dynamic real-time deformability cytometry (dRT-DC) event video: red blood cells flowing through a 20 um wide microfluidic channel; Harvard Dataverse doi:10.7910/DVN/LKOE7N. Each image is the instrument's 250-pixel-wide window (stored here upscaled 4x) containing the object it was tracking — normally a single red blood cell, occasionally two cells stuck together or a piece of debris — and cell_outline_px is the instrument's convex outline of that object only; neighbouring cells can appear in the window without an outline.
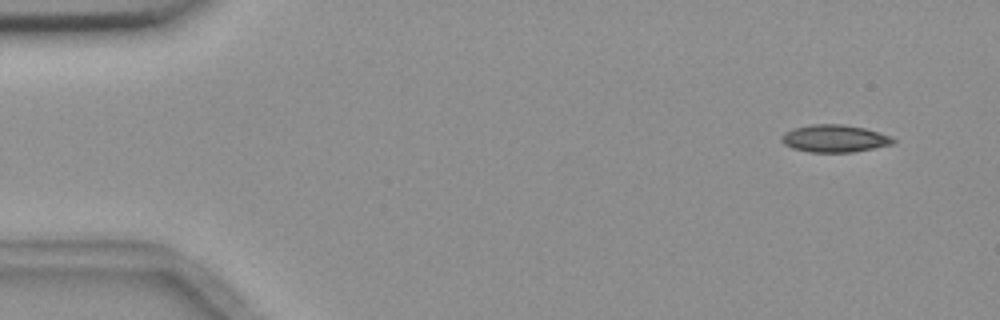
{"species": "common noctule bat (a hibernating species)", "species_latin": "Nyctalus noctula", "temperature_condition": "room temperature", "stored_images_in_passage": 3, "camera_frame_rate_fps": 3000, "um_per_image_px": 0.085, "animal": {"sex": "female", "body_mass_g": 18.4}, "frame": {"image": 1, "passage_image": 1, "time_ms": 0.0, "image_size_px": [1000, 320], "cell_outline_px": [[896, 140], [892, 144], [852, 152], [808, 152], [792, 148], [784, 144], [780, 140], [780, 136], [784, 132], [792, 128], [812, 124], [844, 124], [864, 128], [892, 136]], "centroid_in_image_um": [70.89, 11.76], "position_along_channel_um": 14.1, "area_um2": 17.92}}